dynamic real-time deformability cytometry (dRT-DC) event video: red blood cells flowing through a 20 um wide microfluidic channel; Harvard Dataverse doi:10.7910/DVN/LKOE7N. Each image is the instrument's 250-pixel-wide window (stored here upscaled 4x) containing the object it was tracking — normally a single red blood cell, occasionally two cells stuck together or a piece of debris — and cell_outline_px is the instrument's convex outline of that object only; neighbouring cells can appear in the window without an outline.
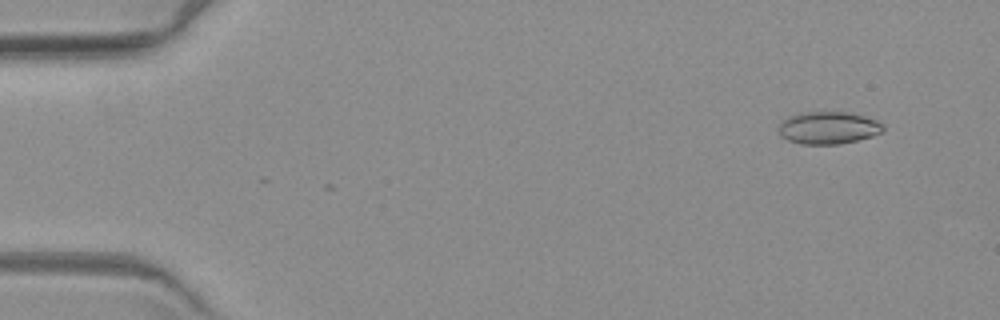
{"species": "common noctule bat (a hibernating species)", "species_latin": "Nyctalus noctula", "temperature_condition": "warm", "stored_images_in_passage": 6, "camera_frame_rate_fps": 3000, "um_per_image_px": 0.085, "animal": {"sex": "female", "body_mass_g": 19.3, "forearm_length_mm": 54.1}, "frame": {"image": 1, "passage_image": 1, "time_ms": 0.0, "image_size_px": [1000, 320], "cell_outline_px": [[884, 132], [872, 136], [840, 144], [800, 144], [788, 140], [780, 136], [780, 120], [788, 116], [804, 112], [848, 112], [864, 116], [876, 120], [884, 124]], "centroid_in_image_um": [70.41, 10.86], "position_along_channel_um": 14.6, "area_um2": 19.83}}
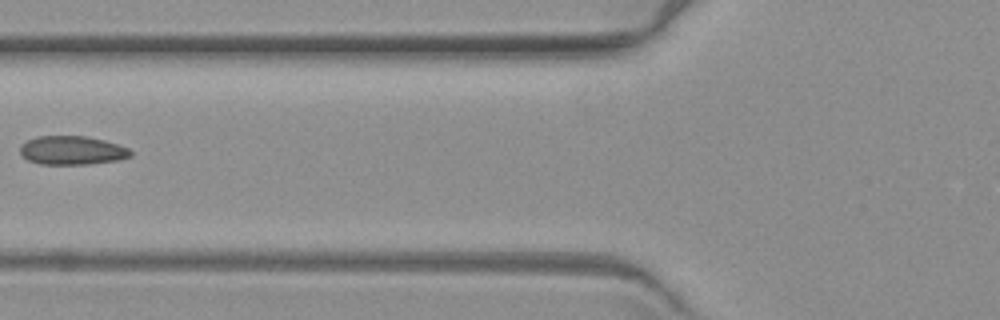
{"frame": {"image": 2, "passage_image": 5, "time_ms": 6.333, "image_size_px": [1000, 320], "cell_outline_px": [[132, 156], [120, 160], [88, 164], [40, 164], [28, 160], [20, 152], [20, 144], [36, 136], [88, 136], [104, 140], [128, 148], [132, 152]], "centroid_in_image_um": [6.13, 12.78], "position_along_channel_um": 119.7, "area_um2": 18.55}}
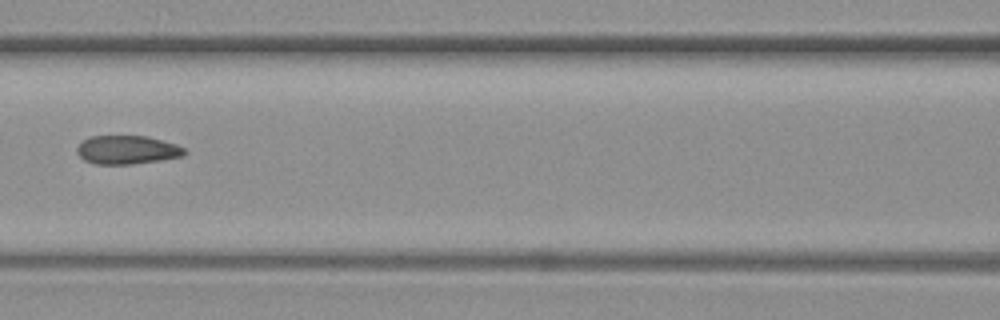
{"frame": {"image": 3, "passage_image": 6, "time_ms": 7.333, "image_size_px": [1000, 320], "cell_outline_px": [[188, 152], [184, 156], [160, 160], [132, 164], [96, 164], [84, 160], [76, 152], [76, 148], [84, 140], [92, 136], [148, 136], [176, 144], [184, 148]], "centroid_in_image_um": [10.83, 12.74], "position_along_channel_um": 155.8, "area_um2": 17.92}}